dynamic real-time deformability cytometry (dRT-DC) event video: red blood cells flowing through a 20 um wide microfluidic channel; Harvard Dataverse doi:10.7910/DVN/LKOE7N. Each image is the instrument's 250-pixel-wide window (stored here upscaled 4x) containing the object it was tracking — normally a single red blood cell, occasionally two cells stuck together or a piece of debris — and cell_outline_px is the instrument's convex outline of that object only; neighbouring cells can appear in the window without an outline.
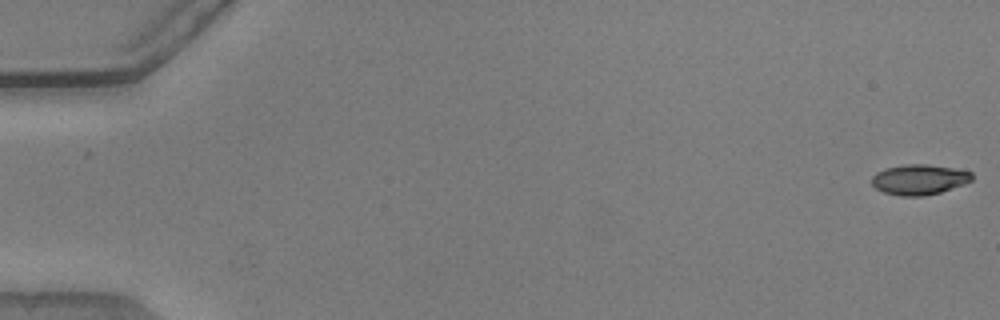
{"species": "common noctule bat (a hibernating species)", "species_latin": "Nyctalus noctula", "temperature_condition": "warm", "stored_images_in_passage": 54, "camera_frame_rate_fps": 3000, "um_per_image_px": 0.085, "animal": {"sex": "male", "body_mass_g": 20.5, "forearm_length_mm": 52.5}, "frame": {"image": 1, "passage_image": 1, "time_ms": 0.0, "image_size_px": [1000, 320], "cell_outline_px": [[972, 180], [964, 184], [940, 192], [924, 196], [900, 196], [884, 192], [876, 188], [872, 184], [872, 176], [876, 172], [884, 168], [904, 164], [928, 164], [952, 168], [972, 172]], "centroid_in_image_um": [78.11, 15.25], "position_along_channel_um": 6.9, "area_um2": 17.69}}
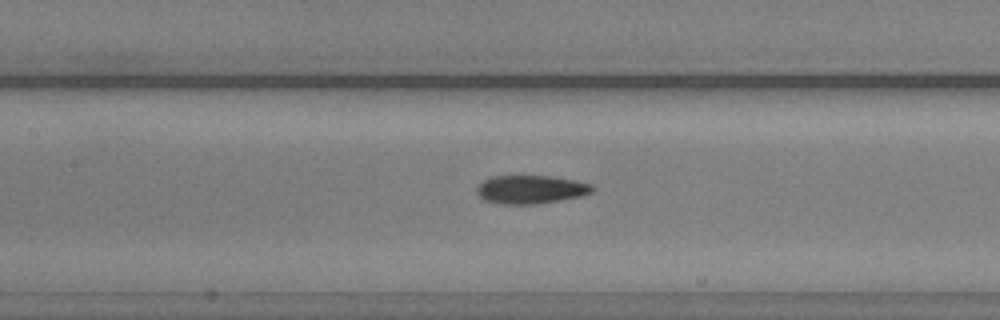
{"frame": {"image": 2, "passage_image": 26, "time_ms": 8.333, "image_size_px": [1000, 320], "cell_outline_px": [[596, 188], [592, 192], [580, 196], [536, 204], [500, 204], [484, 200], [476, 192], [476, 188], [484, 180], [492, 176], [552, 176], [576, 180], [592, 184]], "centroid_in_image_um": [45.13, 16.1], "position_along_channel_um": 162.3, "area_um2": 19.13}}
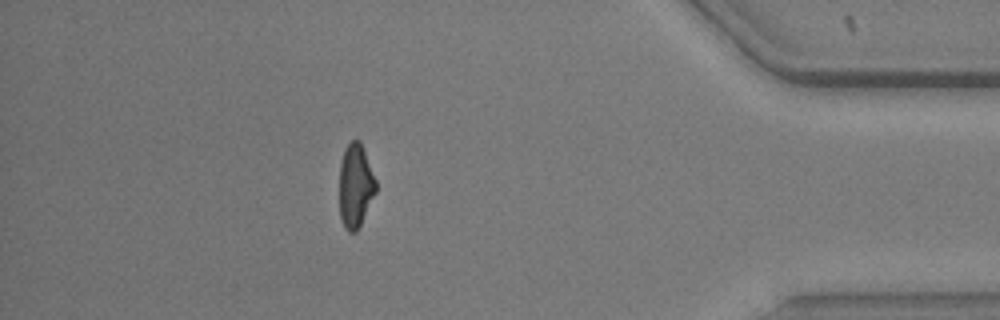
{"frame": {"image": 3, "passage_image": 48, "time_ms": 15.667, "image_size_px": [1000, 320], "cell_outline_px": [[376, 192], [356, 232], [348, 232], [344, 228], [340, 216], [340, 164], [344, 148], [352, 140], [360, 140], [376, 180]], "centroid_in_image_um": [30.21, 15.78], "position_along_channel_um": 405.0, "area_um2": 17.69}, "authors_computed_cell_mechanics": {"area_um2": 18.5827, "velocity_mm_per_s": 3.8514, "shape_relaxation_time_tau1_ms": 4.2821, "shape_relaxation_time_tau2_ms": 1.9796, "deformation_change_tau1": 0.1779, "deformation_change_tau2": 0.0831}}